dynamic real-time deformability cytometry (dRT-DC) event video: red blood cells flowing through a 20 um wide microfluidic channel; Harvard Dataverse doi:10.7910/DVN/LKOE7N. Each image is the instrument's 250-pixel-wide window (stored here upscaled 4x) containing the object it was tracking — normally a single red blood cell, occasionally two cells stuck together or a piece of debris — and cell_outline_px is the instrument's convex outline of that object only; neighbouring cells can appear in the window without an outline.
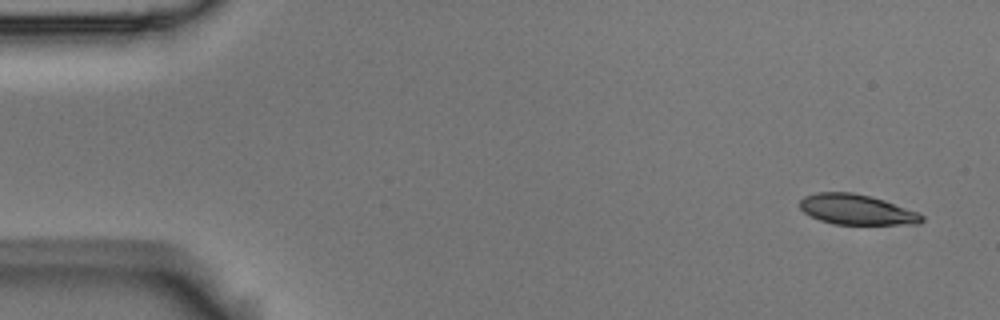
{"species": "Egyptian fruit bat (a non-hibernating species)", "species_latin": "Rousettus aegyptiacus", "temperature_condition": "room temperature", "stored_images_in_passage": 5, "camera_frame_rate_fps": 3000, "um_per_image_px": 0.085, "animal": {"sex": "male"}, "frame": {"image": 1, "passage_image": 1, "time_ms": 0.0, "image_size_px": [1000, 320], "cell_outline_px": [[924, 220], [916, 224], [832, 224], [820, 220], [804, 212], [800, 208], [800, 200], [804, 196], [816, 192], [852, 192], [872, 196], [884, 200], [916, 212], [924, 216]], "centroid_in_image_um": [72.78, 17.8], "position_along_channel_um": 12.2, "area_um2": 21.39}}
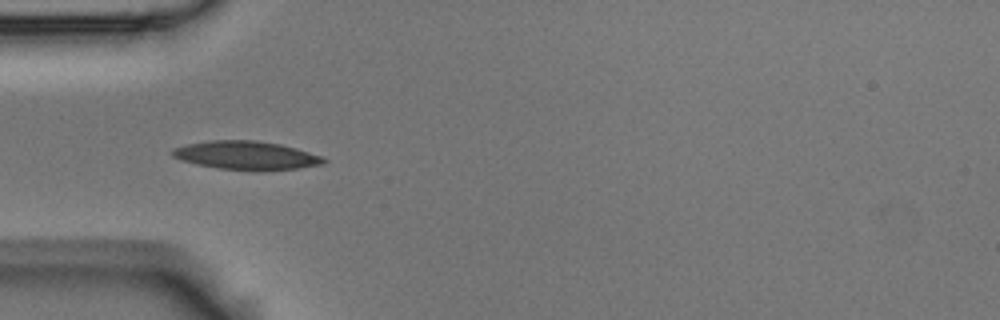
{"frame": {"image": 2, "passage_image": 4, "time_ms": 1.0, "image_size_px": [1000, 320], "cell_outline_px": [[328, 160], [324, 164], [300, 168], [220, 168], [196, 164], [180, 160], [172, 156], [168, 152], [172, 148], [184, 144], [208, 140], [256, 140], [280, 144], [296, 148], [324, 156]], "centroid_in_image_um": [20.88, 13.16], "position_along_channel_um": 64.1, "area_um2": 24.68}}
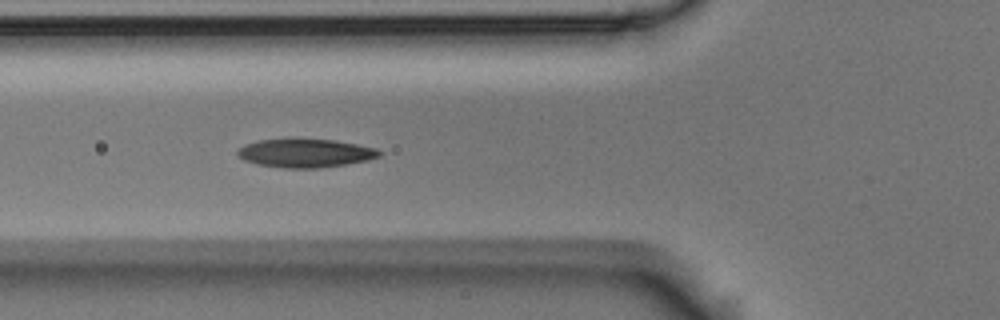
{"frame": {"image": 3, "passage_image": 5, "time_ms": 1.333, "image_size_px": [1000, 320], "cell_outline_px": [[384, 152], [380, 156], [368, 160], [348, 164], [316, 168], [288, 168], [256, 164], [244, 160], [236, 156], [236, 152], [244, 144], [256, 140], [336, 140], [376, 148]], "centroid_in_image_um": [25.96, 13.03], "position_along_channel_um": 99.8, "area_um2": 23.41}}